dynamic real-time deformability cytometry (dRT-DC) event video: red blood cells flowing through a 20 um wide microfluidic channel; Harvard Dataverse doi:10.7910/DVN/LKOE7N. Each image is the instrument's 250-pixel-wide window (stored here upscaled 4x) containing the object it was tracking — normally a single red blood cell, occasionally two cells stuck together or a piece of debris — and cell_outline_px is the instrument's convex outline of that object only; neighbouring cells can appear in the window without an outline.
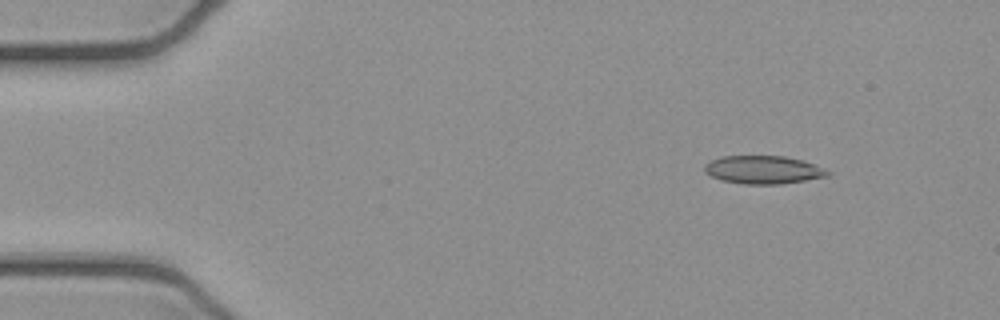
{"species": "common noctule bat (a hibernating species)", "species_latin": "Nyctalus noctula", "temperature_condition": "cold", "stored_images_in_passage": 7, "camera_frame_rate_fps": 3000, "um_per_image_px": 0.085, "animal": {"sex": "female", "body_mass_g": 21.9}, "frame": {"image": 1, "passage_image": 2, "time_ms": 0.333, "image_size_px": [1000, 320], "cell_outline_px": [[832, 172], [828, 176], [780, 184], [744, 184], [720, 180], [704, 172], [704, 164], [720, 156], [784, 156], [804, 160], [816, 164]], "centroid_in_image_um": [64.88, 14.42], "position_along_channel_um": 20.1, "area_um2": 20.29}}
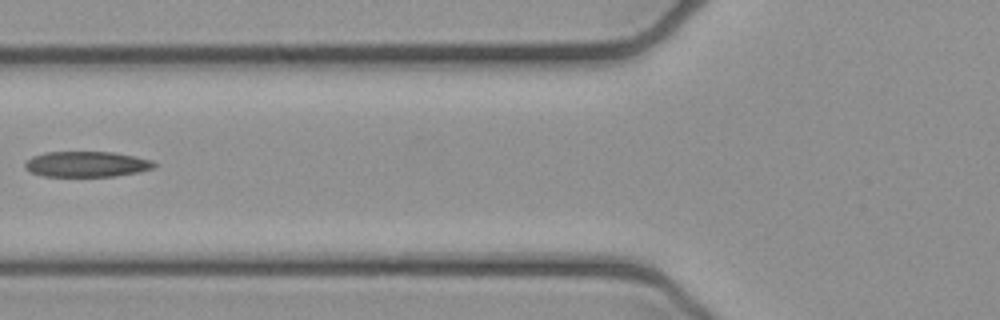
{"frame": {"image": 2, "passage_image": 6, "time_ms": 1.667, "image_size_px": [1000, 320], "cell_outline_px": [[160, 164], [156, 168], [140, 172], [116, 176], [44, 176], [32, 172], [24, 168], [24, 164], [32, 156], [44, 152], [112, 152], [152, 160]], "centroid_in_image_um": [7.42, 13.95], "position_along_channel_um": 118.4, "area_um2": 19.36}}
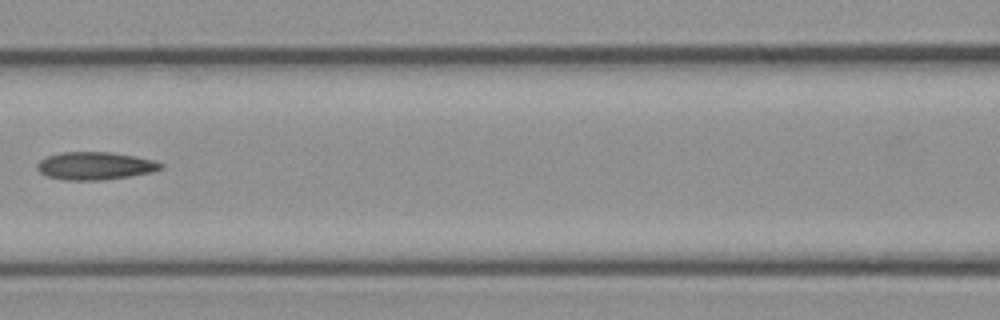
{"frame": {"image": 3, "passage_image": 7, "time_ms": 2.0, "image_size_px": [1000, 320], "cell_outline_px": [[164, 168], [152, 172], [128, 176], [100, 180], [64, 180], [48, 176], [40, 172], [36, 168], [36, 164], [40, 160], [48, 156], [60, 152], [112, 152], [136, 156], [152, 160], [164, 164]], "centroid_in_image_um": [8.08, 14.09], "position_along_channel_um": 158.5, "area_um2": 20.0}}